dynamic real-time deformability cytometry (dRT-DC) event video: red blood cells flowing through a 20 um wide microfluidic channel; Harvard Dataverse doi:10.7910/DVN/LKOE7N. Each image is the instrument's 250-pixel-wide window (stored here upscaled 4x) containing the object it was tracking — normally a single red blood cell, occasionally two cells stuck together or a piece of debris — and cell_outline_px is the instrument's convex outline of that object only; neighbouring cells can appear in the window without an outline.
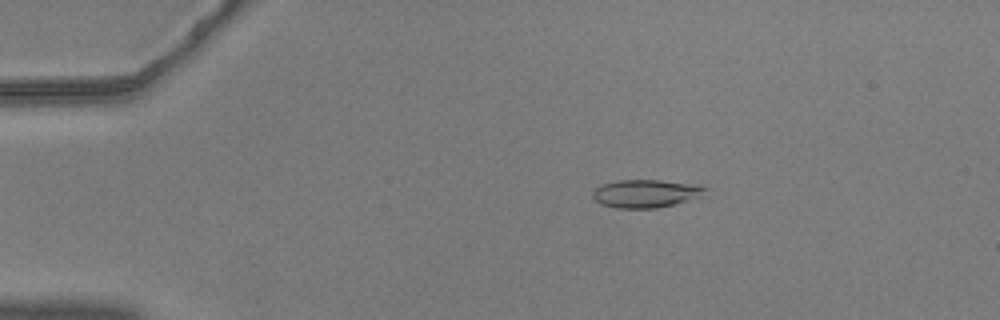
{"species": "common noctule bat (a hibernating species)", "species_latin": "Nyctalus noctula", "temperature_condition": "warm", "stored_images_in_passage": 10, "camera_frame_rate_fps": 3000, "um_per_image_px": 0.085, "animal": {"sex": "male", "body_mass_g": 20.5, "forearm_length_mm": 52.5}, "frame": {"image": 1, "passage_image": 10, "time_ms": 3.0, "image_size_px": [1000, 320], "cell_outline_px": [[708, 188], [700, 196], [672, 204], [656, 208], [616, 208], [600, 204], [592, 196], [592, 192], [600, 184], [616, 180], [660, 180], [700, 184]], "centroid_in_image_um": [54.86, 16.43], "position_along_channel_um": 30.1, "area_um2": 18.38}}